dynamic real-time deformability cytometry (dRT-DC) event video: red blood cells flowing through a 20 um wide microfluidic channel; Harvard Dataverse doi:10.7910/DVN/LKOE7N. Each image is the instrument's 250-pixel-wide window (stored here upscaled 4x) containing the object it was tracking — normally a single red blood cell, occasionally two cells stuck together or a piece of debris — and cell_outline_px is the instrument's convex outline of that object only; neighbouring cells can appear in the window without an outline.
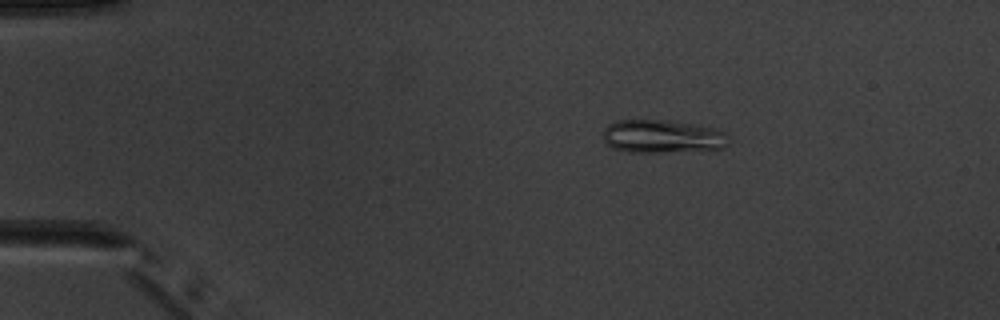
{"species": "common noctule bat (a hibernating species)", "species_latin": "Nyctalus noctula", "temperature_condition": "warm", "stored_images_in_passage": 5, "camera_frame_rate_fps": 3000, "um_per_image_px": 0.085, "animal": {"sex": "male", "body_mass_g": 20.1, "forearm_length_mm": 53.5}, "frame": {"image": 1, "passage_image": 3, "time_ms": 2.333, "image_size_px": [1000, 320], "cell_outline_px": [[728, 144], [724, 148], [664, 152], [628, 152], [612, 148], [604, 140], [604, 128], [608, 124], [616, 120], [668, 120], [696, 124], [716, 128], [724, 132]], "centroid_in_image_um": [56.28, 11.58], "position_along_channel_um": 28.7, "area_um2": 24.28}}